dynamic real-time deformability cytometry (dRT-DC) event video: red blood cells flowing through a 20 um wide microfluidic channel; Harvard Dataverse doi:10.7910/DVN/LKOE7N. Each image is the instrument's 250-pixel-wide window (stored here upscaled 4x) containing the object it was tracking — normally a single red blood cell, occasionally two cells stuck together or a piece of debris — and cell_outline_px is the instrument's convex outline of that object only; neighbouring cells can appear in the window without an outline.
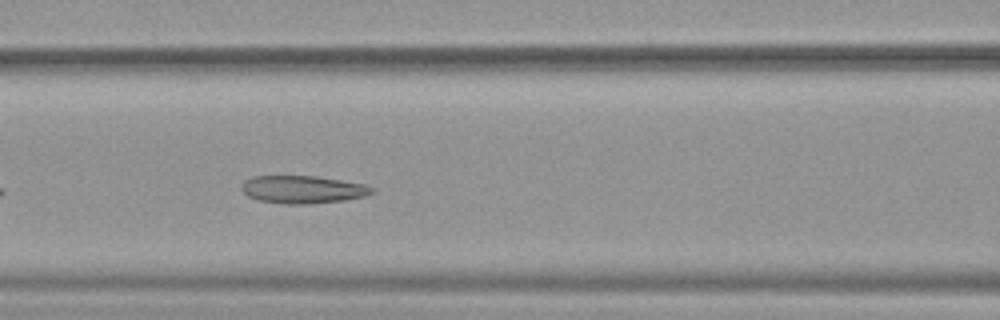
{"species": "common noctule bat (a hibernating species)", "species_latin": "Nyctalus noctula", "temperature_condition": "warm", "stored_images_in_passage": 29, "camera_frame_rate_fps": 3000, "um_per_image_px": 0.085, "animal": {"sex": "female", "body_mass_g": 19.9}, "frame": {"image": 1, "passage_image": 9, "time_ms": 2.667, "image_size_px": [1000, 320], "cell_outline_px": [[376, 192], [364, 196], [344, 200], [308, 204], [288, 204], [260, 200], [248, 196], [240, 188], [240, 184], [244, 180], [252, 176], [316, 176], [364, 184], [376, 188]], "centroid_in_image_um": [25.74, 16.1], "position_along_channel_um": 140.9, "area_um2": 21.1}}
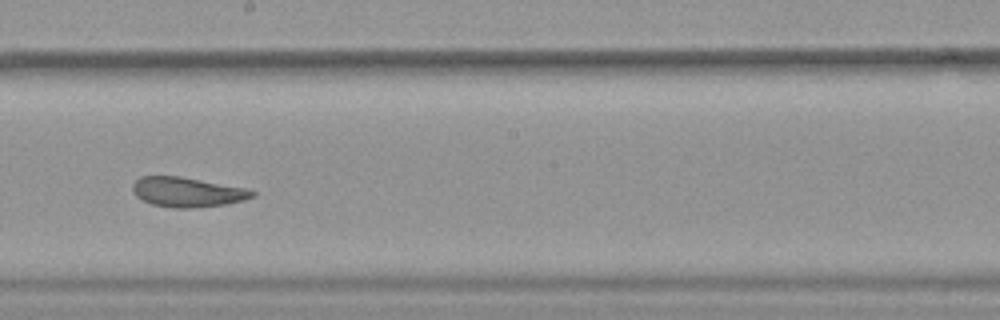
{"frame": {"image": 2, "passage_image": 16, "time_ms": 5.0, "image_size_px": [1000, 320], "cell_outline_px": [[256, 196], [244, 200], [224, 204], [188, 208], [172, 208], [152, 204], [136, 196], [132, 192], [132, 184], [140, 176], [180, 176], [248, 188], [256, 192]], "centroid_in_image_um": [15.93, 16.31], "position_along_channel_um": 232.3, "area_um2": 20.81}}
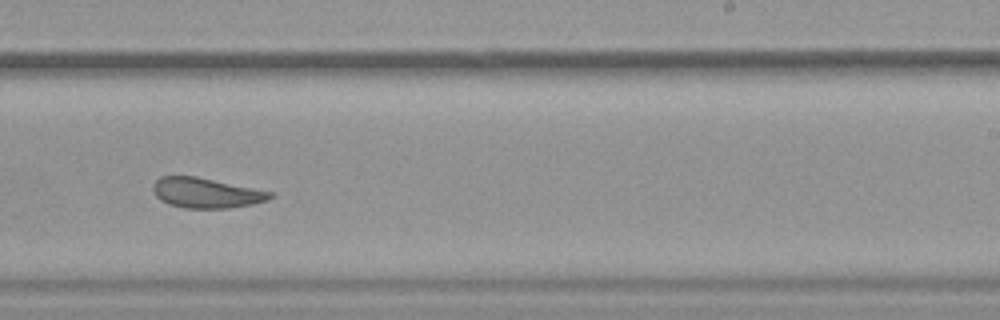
{"frame": {"image": 3, "passage_image": 19, "time_ms": 6.0, "image_size_px": [1000, 320], "cell_outline_px": [[276, 196], [268, 200], [252, 204], [228, 208], [184, 208], [168, 204], [160, 200], [156, 196], [152, 188], [152, 184], [160, 176], [196, 176], [272, 192]], "centroid_in_image_um": [17.5, 16.4], "position_along_channel_um": 271.5, "area_um2": 20.58}, "authors_computed_cell_mechanics": {"area_um2": 20.808, "velocity_mm_per_s": 3.9263, "shape_relaxation_time_tau1_ms": null, "shape_relaxation_time_tau2_ms": 2.443, "deformation_change_tau1": null, "deformation_change_tau2": 0.1067}}